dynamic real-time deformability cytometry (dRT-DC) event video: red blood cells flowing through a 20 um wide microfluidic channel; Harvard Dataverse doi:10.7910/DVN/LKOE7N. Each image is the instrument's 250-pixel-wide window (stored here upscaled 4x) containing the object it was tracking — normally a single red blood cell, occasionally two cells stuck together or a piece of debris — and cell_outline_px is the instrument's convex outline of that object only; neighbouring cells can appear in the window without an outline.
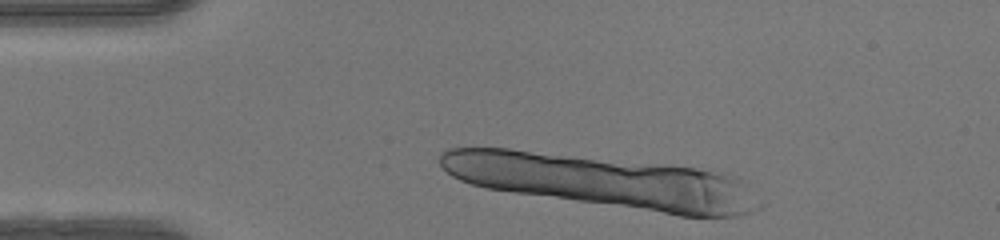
{"species": "human", "species_latin": "Homo sapiens", "temperature_condition": "warm", "stored_images_in_passage": 11, "segment_of_instrument_passage": [1, 2], "camera_frame_rate_fps": 3000, "um_per_image_px": 0.085, "donor": {"sex": "female"}, "frame": {"image": 1, "passage_image": 7, "time_ms": 2.0, "image_size_px": [1000, 240], "cell_outline_px": [[708, 216], [688, 216], [492, 188], [476, 184], [464, 180], [456, 176], [452, 172], [544, 184], [628, 196], [648, 200], [684, 208], [700, 212]], "centroid_in_image_um": [49.01, 16.54], "position_along_channel_um": 36.0, "area_um2": 17.92}}